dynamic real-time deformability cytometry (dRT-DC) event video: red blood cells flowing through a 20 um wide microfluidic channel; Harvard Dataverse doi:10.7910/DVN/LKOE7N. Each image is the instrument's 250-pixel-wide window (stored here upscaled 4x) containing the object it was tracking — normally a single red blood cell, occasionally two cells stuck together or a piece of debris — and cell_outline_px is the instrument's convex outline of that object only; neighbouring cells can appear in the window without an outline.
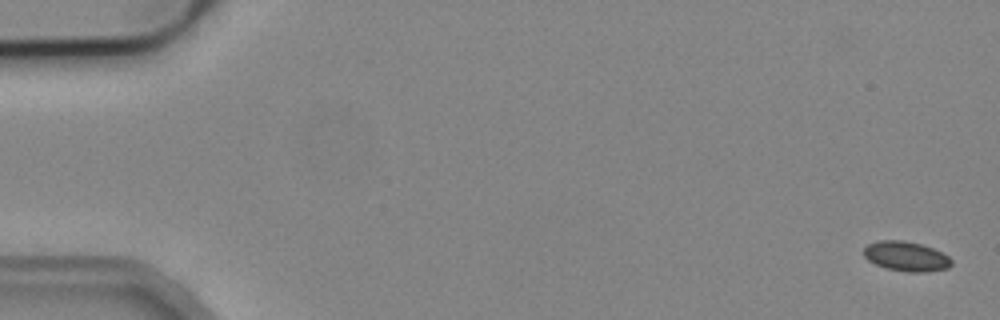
{"species": "common noctule bat (a hibernating species)", "species_latin": "Nyctalus noctula", "temperature_condition": "cold", "stored_images_in_passage": 5, "camera_frame_rate_fps": 3000, "um_per_image_px": 0.085, "animal": {"sex": "male", "body_mass_g": 19.2, "forearm_length_mm": 51.8}, "frame": {"image": 1, "passage_image": 1, "time_ms": 0.0, "image_size_px": [1000, 320], "cell_outline_px": [[952, 264], [948, 268], [924, 272], [908, 272], [884, 268], [868, 260], [864, 256], [864, 248], [868, 244], [880, 240], [900, 240], [920, 244], [932, 248], [948, 256], [952, 260]], "centroid_in_image_um": [77.01, 21.79], "position_along_channel_um": 8.0, "area_um2": 15.09}}
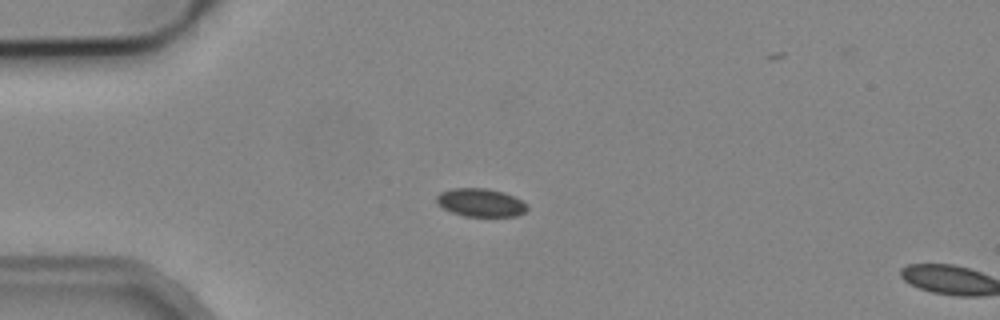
{"frame": {"image": 2, "passage_image": 4, "time_ms": 4.333, "image_size_px": [1000, 320], "cell_outline_px": [[528, 208], [524, 212], [516, 216], [464, 216], [452, 212], [444, 208], [436, 200], [436, 196], [440, 192], [452, 188], [488, 188], [504, 192], [528, 204]], "centroid_in_image_um": [40.86, 17.21], "position_along_channel_um": 44.1, "area_um2": 14.8}}